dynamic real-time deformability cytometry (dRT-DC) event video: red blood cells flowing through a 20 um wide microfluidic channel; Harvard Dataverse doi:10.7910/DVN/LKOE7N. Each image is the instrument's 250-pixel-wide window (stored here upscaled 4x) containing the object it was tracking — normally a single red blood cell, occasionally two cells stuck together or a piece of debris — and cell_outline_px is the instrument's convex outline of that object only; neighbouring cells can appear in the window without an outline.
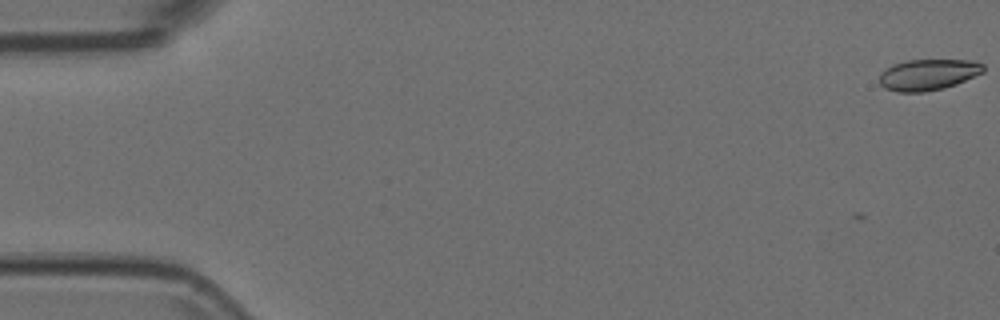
{"species": "Egyptian fruit bat (a non-hibernating species)", "species_latin": "Rousettus aegyptiacus", "temperature_condition": "room temperature", "stored_images_in_passage": 6, "camera_frame_rate_fps": 3000, "um_per_image_px": 0.085, "animal": {"sex": "female"}, "frame": {"image": 1, "passage_image": 1, "time_ms": 0.0, "image_size_px": [1000, 320], "cell_outline_px": [[984, 72], [956, 84], [944, 88], [924, 92], [896, 92], [884, 88], [880, 84], [880, 72], [884, 68], [892, 64], [908, 60], [972, 60], [984, 64]], "centroid_in_image_um": [78.87, 6.34], "position_along_channel_um": 6.1, "area_um2": 19.02}}